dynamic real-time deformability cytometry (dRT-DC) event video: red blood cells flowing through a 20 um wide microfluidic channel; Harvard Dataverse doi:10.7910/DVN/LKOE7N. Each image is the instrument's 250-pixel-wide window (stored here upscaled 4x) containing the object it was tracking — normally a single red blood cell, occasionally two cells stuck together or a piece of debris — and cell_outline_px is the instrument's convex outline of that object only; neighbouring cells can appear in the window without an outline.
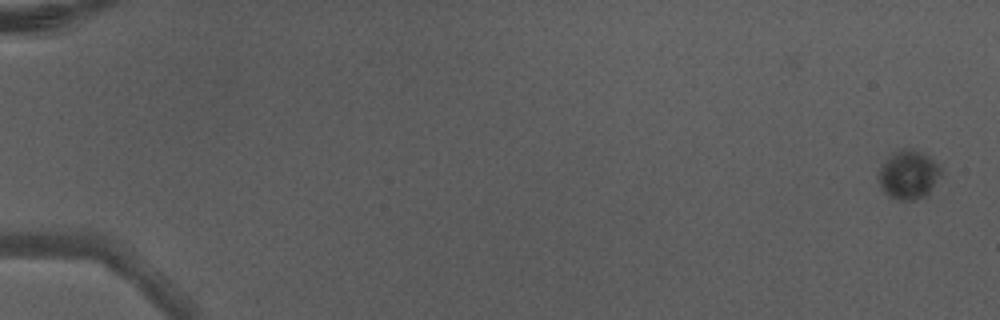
{"species": "Egyptian fruit bat (a non-hibernating species)", "species_latin": "Rousettus aegyptiacus", "temperature_condition": "warm", "stored_images_in_passage": 5, "camera_frame_rate_fps": 3000, "um_per_image_px": 0.085, "animal": {"sex": "male"}, "frame": {"image": 1, "passage_image": 1, "time_ms": 0.0, "image_size_px": [1000, 320], "cell_outline_px": [[944, 176], [928, 196], [916, 200], [892, 200], [880, 188], [876, 180], [876, 172], [880, 164], [896, 148], [916, 148], [924, 152], [944, 168]], "centroid_in_image_um": [77.24, 14.84], "position_along_channel_um": 7.8, "area_um2": 19.42}}
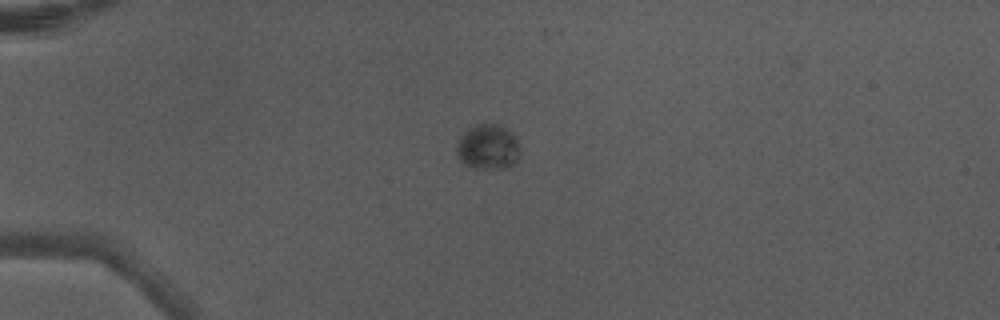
{"frame": {"image": 2, "passage_image": 4, "time_ms": 1.0, "image_size_px": [1000, 320], "cell_outline_px": [[520, 156], [516, 164], [504, 168], [472, 168], [464, 164], [456, 156], [456, 144], [460, 136], [468, 128], [476, 124], [500, 124], [508, 128], [516, 136], [520, 148]], "centroid_in_image_um": [41.49, 12.49], "position_along_channel_um": 43.5, "area_um2": 17.22}}